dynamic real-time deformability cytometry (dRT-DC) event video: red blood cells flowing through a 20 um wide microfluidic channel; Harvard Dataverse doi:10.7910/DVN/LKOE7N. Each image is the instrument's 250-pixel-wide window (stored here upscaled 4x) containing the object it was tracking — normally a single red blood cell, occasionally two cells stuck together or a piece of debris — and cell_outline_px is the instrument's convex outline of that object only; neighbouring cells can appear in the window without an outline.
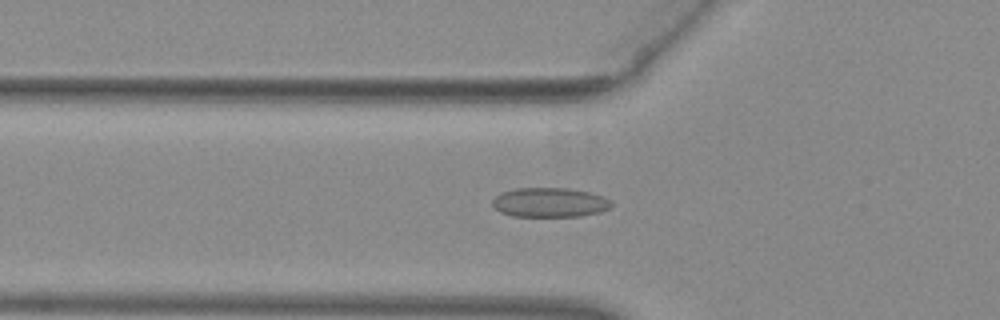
{"species": "common noctule bat (a hibernating species)", "species_latin": "Nyctalus noctula", "temperature_condition": "warm", "stored_images_in_passage": 45, "camera_frame_rate_fps": 3000, "um_per_image_px": 0.085, "animal": {"sex": "female", "body_mass_g": 29.2, "forearm_length_mm": 56.3}, "frame": {"image": 1, "passage_image": 11, "time_ms": 3.333, "image_size_px": [1000, 320], "cell_outline_px": [[612, 204], [608, 208], [600, 212], [580, 216], [512, 216], [500, 212], [492, 204], [492, 200], [500, 192], [516, 188], [568, 188], [588, 192], [604, 196]], "centroid_in_image_um": [46.69, 17.2], "position_along_channel_um": 79.1, "area_um2": 20.35}}
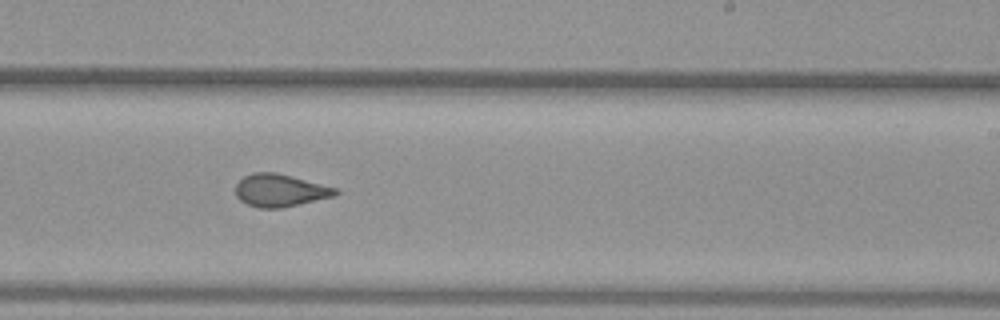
{"frame": {"image": 2, "passage_image": 25, "time_ms": 8.0, "image_size_px": [1000, 320], "cell_outline_px": [[340, 192], [336, 196], [300, 204], [280, 208], [260, 208], [248, 204], [240, 200], [236, 196], [236, 184], [244, 176], [252, 172], [276, 172], [336, 188]], "centroid_in_image_um": [23.8, 16.18], "position_along_channel_um": 265.2, "area_um2": 18.9}}
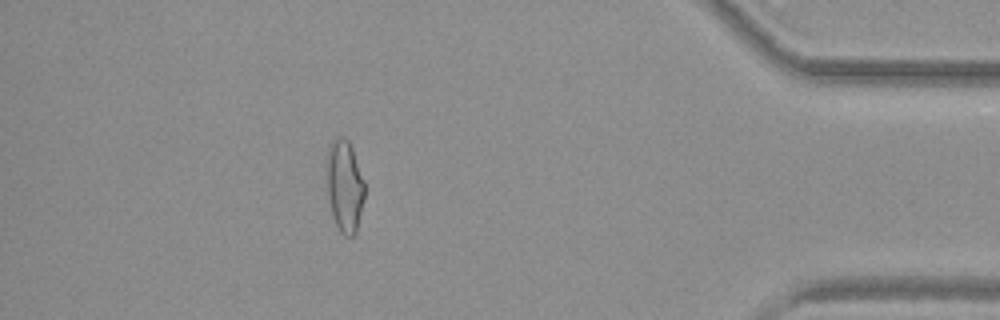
{"frame": {"image": 3, "passage_image": 39, "time_ms": 12.667, "image_size_px": [1000, 320], "cell_outline_px": [[364, 200], [356, 232], [352, 236], [344, 236], [340, 232], [332, 216], [328, 196], [324, 168], [328, 144], [336, 136], [344, 136], [348, 140], [352, 148], [364, 180]], "centroid_in_image_um": [29.25, 15.75], "position_along_channel_um": 406.0, "area_um2": 20.98}, "authors_computed_cell_mechanics": {"area_um2": 19.7676, "velocity_mm_per_s": 3.9795, "shape_relaxation_time_tau1_ms": null, "shape_relaxation_time_tau2_ms": 1.3774, "deformation_change_tau1": null, "deformation_change_tau2": 0.0746}}